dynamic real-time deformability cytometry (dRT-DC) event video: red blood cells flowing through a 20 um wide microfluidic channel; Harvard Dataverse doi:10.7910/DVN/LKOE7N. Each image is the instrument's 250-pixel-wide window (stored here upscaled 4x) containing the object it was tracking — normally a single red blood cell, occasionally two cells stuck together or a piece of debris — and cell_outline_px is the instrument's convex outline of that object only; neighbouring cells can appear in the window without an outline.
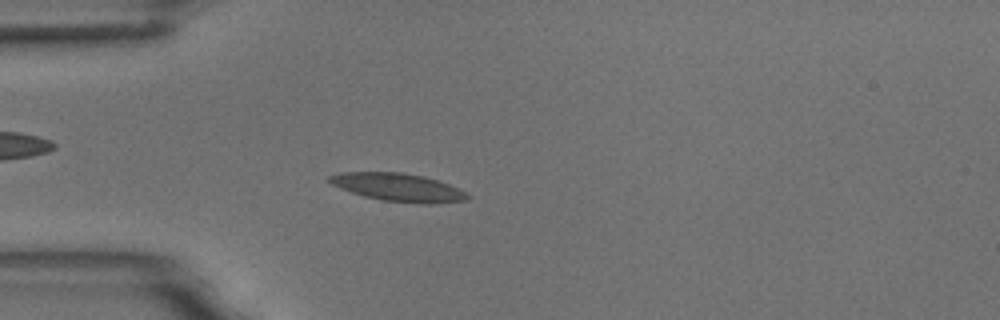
{"species": "common noctule bat (a hibernating species)", "species_latin": "Nyctalus noctula", "temperature_condition": "room temperature", "stored_images_in_passage": 53, "camera_frame_rate_fps": 3000, "um_per_image_px": 0.085, "animal": {"sex": "male", "body_mass_g": 18.8}, "frame": {"image": 1, "passage_image": 14, "time_ms": 4.333, "image_size_px": [1000, 320], "cell_outline_px": [[472, 196], [468, 200], [432, 204], [420, 204], [384, 200], [364, 196], [340, 188], [332, 184], [328, 180], [328, 176], [340, 172], [400, 172], [424, 176], [440, 180]], "centroid_in_image_um": [33.87, 15.92], "position_along_channel_um": 51.1, "area_um2": 22.54}}
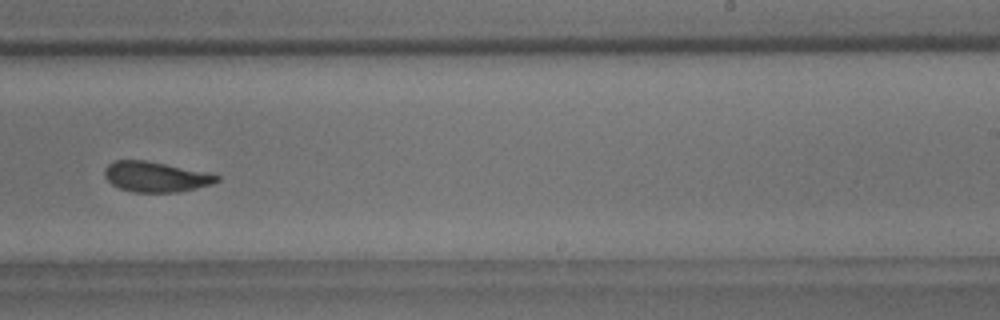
{"frame": {"image": 2, "passage_image": 33, "time_ms": 10.667, "image_size_px": [1000, 320], "cell_outline_px": [[220, 180], [212, 184], [180, 192], [132, 192], [120, 188], [112, 184], [104, 176], [104, 168], [108, 164], [116, 160], [144, 160], [204, 172], [220, 176]], "centroid_in_image_um": [13.2, 15.03], "position_along_channel_um": 275.8, "area_um2": 19.59}}
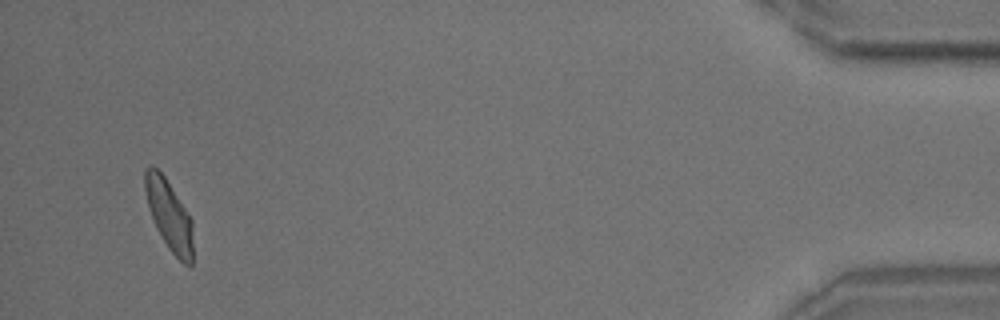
{"frame": {"image": 3, "passage_image": 51, "time_ms": 16.667, "image_size_px": [1000, 320], "cell_outline_px": [[192, 264], [184, 264], [168, 248], [156, 228], [148, 204], [144, 188], [144, 168], [148, 164], [152, 164], [164, 176], [192, 220]], "centroid_in_image_um": [14.35, 18.24], "position_along_channel_um": 420.9, "area_um2": 19.31}, "authors_computed_cell_mechanics": {"area_um2": 20.808, "velocity_mm_per_s": 3.7045, "shape_relaxation_time_tau1_ms": 8.4084, "shape_relaxation_time_tau2_ms": 2.0139, "deformation_change_tau1": 0.1728, "deformation_change_tau2": 0.0783}}